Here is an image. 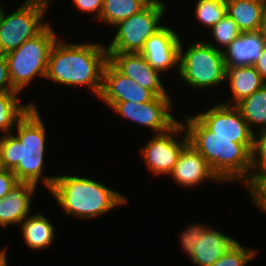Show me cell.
Listing matches in <instances>:
<instances>
[{
	"label": "cell",
	"instance_id": "obj_1",
	"mask_svg": "<svg viewBox=\"0 0 266 266\" xmlns=\"http://www.w3.org/2000/svg\"><path fill=\"white\" fill-rule=\"evenodd\" d=\"M185 118L183 125L189 143L206 159L217 177L222 182L242 181L248 190L251 187L255 138L216 137L195 115Z\"/></svg>",
	"mask_w": 266,
	"mask_h": 266
},
{
	"label": "cell",
	"instance_id": "obj_2",
	"mask_svg": "<svg viewBox=\"0 0 266 266\" xmlns=\"http://www.w3.org/2000/svg\"><path fill=\"white\" fill-rule=\"evenodd\" d=\"M34 104L16 124L17 135L4 134L0 139V154L4 169L12 171L19 182L37 185L44 182L50 190L56 176L42 177L46 128Z\"/></svg>",
	"mask_w": 266,
	"mask_h": 266
},
{
	"label": "cell",
	"instance_id": "obj_3",
	"mask_svg": "<svg viewBox=\"0 0 266 266\" xmlns=\"http://www.w3.org/2000/svg\"><path fill=\"white\" fill-rule=\"evenodd\" d=\"M54 42L48 57L46 79L57 84L84 86L97 96L102 90L103 69L108 61L105 45Z\"/></svg>",
	"mask_w": 266,
	"mask_h": 266
},
{
	"label": "cell",
	"instance_id": "obj_4",
	"mask_svg": "<svg viewBox=\"0 0 266 266\" xmlns=\"http://www.w3.org/2000/svg\"><path fill=\"white\" fill-rule=\"evenodd\" d=\"M49 191L66 215L84 219L105 214L128 201L122 193L82 176H56Z\"/></svg>",
	"mask_w": 266,
	"mask_h": 266
},
{
	"label": "cell",
	"instance_id": "obj_5",
	"mask_svg": "<svg viewBox=\"0 0 266 266\" xmlns=\"http://www.w3.org/2000/svg\"><path fill=\"white\" fill-rule=\"evenodd\" d=\"M180 42L179 72L183 82L194 88H210L226 81L223 50L208 41L194 42L183 52Z\"/></svg>",
	"mask_w": 266,
	"mask_h": 266
},
{
	"label": "cell",
	"instance_id": "obj_6",
	"mask_svg": "<svg viewBox=\"0 0 266 266\" xmlns=\"http://www.w3.org/2000/svg\"><path fill=\"white\" fill-rule=\"evenodd\" d=\"M50 25L17 49L5 54L11 83L18 92H22L34 77L46 78L49 53L57 40V33Z\"/></svg>",
	"mask_w": 266,
	"mask_h": 266
},
{
	"label": "cell",
	"instance_id": "obj_7",
	"mask_svg": "<svg viewBox=\"0 0 266 266\" xmlns=\"http://www.w3.org/2000/svg\"><path fill=\"white\" fill-rule=\"evenodd\" d=\"M51 0H25L11 14L0 7V54L20 47L25 41L41 33L49 23H42Z\"/></svg>",
	"mask_w": 266,
	"mask_h": 266
},
{
	"label": "cell",
	"instance_id": "obj_8",
	"mask_svg": "<svg viewBox=\"0 0 266 266\" xmlns=\"http://www.w3.org/2000/svg\"><path fill=\"white\" fill-rule=\"evenodd\" d=\"M166 11V5L146 6L129 18L118 22L108 53H140L146 40L158 31L163 25L160 21Z\"/></svg>",
	"mask_w": 266,
	"mask_h": 266
},
{
	"label": "cell",
	"instance_id": "obj_9",
	"mask_svg": "<svg viewBox=\"0 0 266 266\" xmlns=\"http://www.w3.org/2000/svg\"><path fill=\"white\" fill-rule=\"evenodd\" d=\"M185 136L177 142V134L184 132ZM189 143V137L182 121L178 122L167 132L155 134L147 144L143 145L140 153L143 155L147 167L156 175L171 174L178 156Z\"/></svg>",
	"mask_w": 266,
	"mask_h": 266
},
{
	"label": "cell",
	"instance_id": "obj_10",
	"mask_svg": "<svg viewBox=\"0 0 266 266\" xmlns=\"http://www.w3.org/2000/svg\"><path fill=\"white\" fill-rule=\"evenodd\" d=\"M111 108L123 118L144 125L156 134L167 132L179 122L170 113L172 102L169 95L157 96L154 100L141 104L132 101L117 102Z\"/></svg>",
	"mask_w": 266,
	"mask_h": 266
},
{
	"label": "cell",
	"instance_id": "obj_11",
	"mask_svg": "<svg viewBox=\"0 0 266 266\" xmlns=\"http://www.w3.org/2000/svg\"><path fill=\"white\" fill-rule=\"evenodd\" d=\"M156 97L151 90L120 73L109 61L106 62L99 98L110 108L117 102L132 101L141 104Z\"/></svg>",
	"mask_w": 266,
	"mask_h": 266
},
{
	"label": "cell",
	"instance_id": "obj_12",
	"mask_svg": "<svg viewBox=\"0 0 266 266\" xmlns=\"http://www.w3.org/2000/svg\"><path fill=\"white\" fill-rule=\"evenodd\" d=\"M181 39L172 28L163 25L145 42L141 54L160 73L177 67L179 72Z\"/></svg>",
	"mask_w": 266,
	"mask_h": 266
},
{
	"label": "cell",
	"instance_id": "obj_13",
	"mask_svg": "<svg viewBox=\"0 0 266 266\" xmlns=\"http://www.w3.org/2000/svg\"><path fill=\"white\" fill-rule=\"evenodd\" d=\"M216 137L255 138L248 123L236 106L217 104L195 115Z\"/></svg>",
	"mask_w": 266,
	"mask_h": 266
},
{
	"label": "cell",
	"instance_id": "obj_14",
	"mask_svg": "<svg viewBox=\"0 0 266 266\" xmlns=\"http://www.w3.org/2000/svg\"><path fill=\"white\" fill-rule=\"evenodd\" d=\"M108 61L120 73L151 90L156 96L169 95L160 80V72L154 69L141 53H108Z\"/></svg>",
	"mask_w": 266,
	"mask_h": 266
},
{
	"label": "cell",
	"instance_id": "obj_15",
	"mask_svg": "<svg viewBox=\"0 0 266 266\" xmlns=\"http://www.w3.org/2000/svg\"><path fill=\"white\" fill-rule=\"evenodd\" d=\"M170 175L183 187H194L208 179L222 182L206 159L190 143L180 152Z\"/></svg>",
	"mask_w": 266,
	"mask_h": 266
},
{
	"label": "cell",
	"instance_id": "obj_16",
	"mask_svg": "<svg viewBox=\"0 0 266 266\" xmlns=\"http://www.w3.org/2000/svg\"><path fill=\"white\" fill-rule=\"evenodd\" d=\"M37 185L29 182H19L9 193L0 199V225L7 227L20 224L31 211V200Z\"/></svg>",
	"mask_w": 266,
	"mask_h": 266
},
{
	"label": "cell",
	"instance_id": "obj_17",
	"mask_svg": "<svg viewBox=\"0 0 266 266\" xmlns=\"http://www.w3.org/2000/svg\"><path fill=\"white\" fill-rule=\"evenodd\" d=\"M194 247L192 262L197 266H212L222 255L235 246L238 241L212 227H206Z\"/></svg>",
	"mask_w": 266,
	"mask_h": 266
},
{
	"label": "cell",
	"instance_id": "obj_18",
	"mask_svg": "<svg viewBox=\"0 0 266 266\" xmlns=\"http://www.w3.org/2000/svg\"><path fill=\"white\" fill-rule=\"evenodd\" d=\"M265 47V42L258 31L241 32L240 36L235 38L225 50L223 49L225 65L231 67L254 65Z\"/></svg>",
	"mask_w": 266,
	"mask_h": 266
},
{
	"label": "cell",
	"instance_id": "obj_19",
	"mask_svg": "<svg viewBox=\"0 0 266 266\" xmlns=\"http://www.w3.org/2000/svg\"><path fill=\"white\" fill-rule=\"evenodd\" d=\"M225 80H229L233 96L230 98L229 103L222 104L229 106H236L265 84L253 65L226 66Z\"/></svg>",
	"mask_w": 266,
	"mask_h": 266
},
{
	"label": "cell",
	"instance_id": "obj_20",
	"mask_svg": "<svg viewBox=\"0 0 266 266\" xmlns=\"http://www.w3.org/2000/svg\"><path fill=\"white\" fill-rule=\"evenodd\" d=\"M266 8V0H226V13L241 32L258 31Z\"/></svg>",
	"mask_w": 266,
	"mask_h": 266
},
{
	"label": "cell",
	"instance_id": "obj_21",
	"mask_svg": "<svg viewBox=\"0 0 266 266\" xmlns=\"http://www.w3.org/2000/svg\"><path fill=\"white\" fill-rule=\"evenodd\" d=\"M19 225H22L23 239L30 248L44 249L53 243L55 229L43 214L29 215Z\"/></svg>",
	"mask_w": 266,
	"mask_h": 266
},
{
	"label": "cell",
	"instance_id": "obj_22",
	"mask_svg": "<svg viewBox=\"0 0 266 266\" xmlns=\"http://www.w3.org/2000/svg\"><path fill=\"white\" fill-rule=\"evenodd\" d=\"M236 107L240 110L254 134L258 133L253 130V125L260 126V132L266 130V83L239 102Z\"/></svg>",
	"mask_w": 266,
	"mask_h": 266
},
{
	"label": "cell",
	"instance_id": "obj_23",
	"mask_svg": "<svg viewBox=\"0 0 266 266\" xmlns=\"http://www.w3.org/2000/svg\"><path fill=\"white\" fill-rule=\"evenodd\" d=\"M20 92H1L0 93V132L9 134L11 129L15 127L18 121L28 112L34 105L30 102L27 104H19L18 94Z\"/></svg>",
	"mask_w": 266,
	"mask_h": 266
},
{
	"label": "cell",
	"instance_id": "obj_24",
	"mask_svg": "<svg viewBox=\"0 0 266 266\" xmlns=\"http://www.w3.org/2000/svg\"><path fill=\"white\" fill-rule=\"evenodd\" d=\"M145 7L146 5L140 0H103L99 20L107 25L114 26Z\"/></svg>",
	"mask_w": 266,
	"mask_h": 266
},
{
	"label": "cell",
	"instance_id": "obj_25",
	"mask_svg": "<svg viewBox=\"0 0 266 266\" xmlns=\"http://www.w3.org/2000/svg\"><path fill=\"white\" fill-rule=\"evenodd\" d=\"M226 15V0H198L195 16L207 28H212Z\"/></svg>",
	"mask_w": 266,
	"mask_h": 266
},
{
	"label": "cell",
	"instance_id": "obj_26",
	"mask_svg": "<svg viewBox=\"0 0 266 266\" xmlns=\"http://www.w3.org/2000/svg\"><path fill=\"white\" fill-rule=\"evenodd\" d=\"M211 31L217 44L223 46L224 49L241 34L237 23L227 13L211 28Z\"/></svg>",
	"mask_w": 266,
	"mask_h": 266
},
{
	"label": "cell",
	"instance_id": "obj_27",
	"mask_svg": "<svg viewBox=\"0 0 266 266\" xmlns=\"http://www.w3.org/2000/svg\"><path fill=\"white\" fill-rule=\"evenodd\" d=\"M257 250L243 247L238 242L224 255H222L212 266H246L255 258Z\"/></svg>",
	"mask_w": 266,
	"mask_h": 266
},
{
	"label": "cell",
	"instance_id": "obj_28",
	"mask_svg": "<svg viewBox=\"0 0 266 266\" xmlns=\"http://www.w3.org/2000/svg\"><path fill=\"white\" fill-rule=\"evenodd\" d=\"M257 132L259 136L255 135L251 186L266 173V130Z\"/></svg>",
	"mask_w": 266,
	"mask_h": 266
},
{
	"label": "cell",
	"instance_id": "obj_29",
	"mask_svg": "<svg viewBox=\"0 0 266 266\" xmlns=\"http://www.w3.org/2000/svg\"><path fill=\"white\" fill-rule=\"evenodd\" d=\"M207 225L192 224L182 233H180L182 249L189 254V258L192 257L194 247L198 242L199 236L204 232Z\"/></svg>",
	"mask_w": 266,
	"mask_h": 266
},
{
	"label": "cell",
	"instance_id": "obj_30",
	"mask_svg": "<svg viewBox=\"0 0 266 266\" xmlns=\"http://www.w3.org/2000/svg\"><path fill=\"white\" fill-rule=\"evenodd\" d=\"M253 202L266 212V173L263 174L248 190Z\"/></svg>",
	"mask_w": 266,
	"mask_h": 266
},
{
	"label": "cell",
	"instance_id": "obj_31",
	"mask_svg": "<svg viewBox=\"0 0 266 266\" xmlns=\"http://www.w3.org/2000/svg\"><path fill=\"white\" fill-rule=\"evenodd\" d=\"M18 92L11 83L8 61L5 54H0V93Z\"/></svg>",
	"mask_w": 266,
	"mask_h": 266
},
{
	"label": "cell",
	"instance_id": "obj_32",
	"mask_svg": "<svg viewBox=\"0 0 266 266\" xmlns=\"http://www.w3.org/2000/svg\"><path fill=\"white\" fill-rule=\"evenodd\" d=\"M16 175L10 170H4L0 173V199L4 198L9 191L18 184Z\"/></svg>",
	"mask_w": 266,
	"mask_h": 266
},
{
	"label": "cell",
	"instance_id": "obj_33",
	"mask_svg": "<svg viewBox=\"0 0 266 266\" xmlns=\"http://www.w3.org/2000/svg\"><path fill=\"white\" fill-rule=\"evenodd\" d=\"M77 9L81 12H96V18L99 19L103 8V0H73Z\"/></svg>",
	"mask_w": 266,
	"mask_h": 266
},
{
	"label": "cell",
	"instance_id": "obj_34",
	"mask_svg": "<svg viewBox=\"0 0 266 266\" xmlns=\"http://www.w3.org/2000/svg\"><path fill=\"white\" fill-rule=\"evenodd\" d=\"M253 66L260 74L262 80L266 83V47L263 49L261 56Z\"/></svg>",
	"mask_w": 266,
	"mask_h": 266
},
{
	"label": "cell",
	"instance_id": "obj_35",
	"mask_svg": "<svg viewBox=\"0 0 266 266\" xmlns=\"http://www.w3.org/2000/svg\"><path fill=\"white\" fill-rule=\"evenodd\" d=\"M258 32L262 36V38H263V40L265 42V45H266V8H265V10L263 12L262 20H261Z\"/></svg>",
	"mask_w": 266,
	"mask_h": 266
},
{
	"label": "cell",
	"instance_id": "obj_36",
	"mask_svg": "<svg viewBox=\"0 0 266 266\" xmlns=\"http://www.w3.org/2000/svg\"><path fill=\"white\" fill-rule=\"evenodd\" d=\"M146 6H154V5H165L162 0H140Z\"/></svg>",
	"mask_w": 266,
	"mask_h": 266
},
{
	"label": "cell",
	"instance_id": "obj_37",
	"mask_svg": "<svg viewBox=\"0 0 266 266\" xmlns=\"http://www.w3.org/2000/svg\"><path fill=\"white\" fill-rule=\"evenodd\" d=\"M6 248L0 251V266H7V259H6Z\"/></svg>",
	"mask_w": 266,
	"mask_h": 266
},
{
	"label": "cell",
	"instance_id": "obj_38",
	"mask_svg": "<svg viewBox=\"0 0 266 266\" xmlns=\"http://www.w3.org/2000/svg\"><path fill=\"white\" fill-rule=\"evenodd\" d=\"M5 169H4V167H3V164H2V160H1V154H0V173L2 172V171H4Z\"/></svg>",
	"mask_w": 266,
	"mask_h": 266
}]
</instances>
